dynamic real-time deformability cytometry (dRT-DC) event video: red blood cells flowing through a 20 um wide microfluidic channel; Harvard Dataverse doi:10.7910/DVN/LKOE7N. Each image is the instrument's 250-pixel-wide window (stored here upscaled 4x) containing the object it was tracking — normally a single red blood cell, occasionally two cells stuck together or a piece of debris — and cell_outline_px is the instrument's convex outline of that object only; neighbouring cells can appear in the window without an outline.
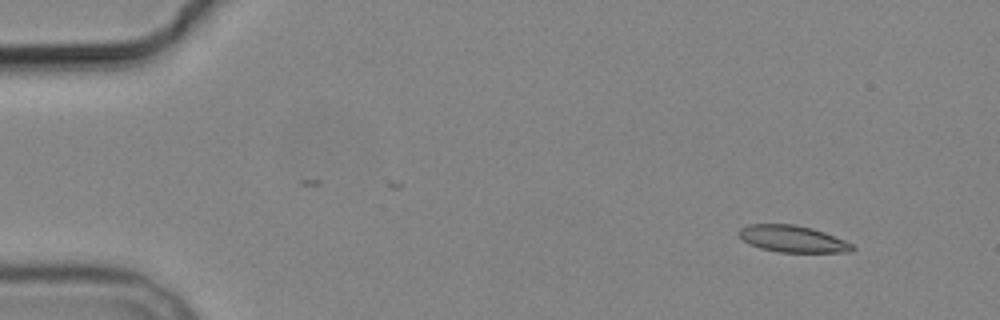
{"species": "common noctule bat (a hibernating species)", "species_latin": "Nyctalus noctula", "temperature_condition": "cold", "stored_images_in_passage": 4, "camera_frame_rate_fps": 3000, "um_per_image_px": 0.085, "animal": {"sex": "male", "body_mass_g": 19.2, "forearm_length_mm": 51.8}, "frame": {"image": 1, "passage_image": 4, "time_ms": 5.0, "image_size_px": [1000, 320], "cell_outline_px": [[856, 248], [852, 252], [780, 252], [760, 248], [744, 240], [736, 232], [740, 228], [748, 224], [796, 224], [812, 228], [824, 232], [844, 240], [852, 244]], "centroid_in_image_um": [67.38, 20.3], "position_along_channel_um": 17.6, "area_um2": 17.63}}